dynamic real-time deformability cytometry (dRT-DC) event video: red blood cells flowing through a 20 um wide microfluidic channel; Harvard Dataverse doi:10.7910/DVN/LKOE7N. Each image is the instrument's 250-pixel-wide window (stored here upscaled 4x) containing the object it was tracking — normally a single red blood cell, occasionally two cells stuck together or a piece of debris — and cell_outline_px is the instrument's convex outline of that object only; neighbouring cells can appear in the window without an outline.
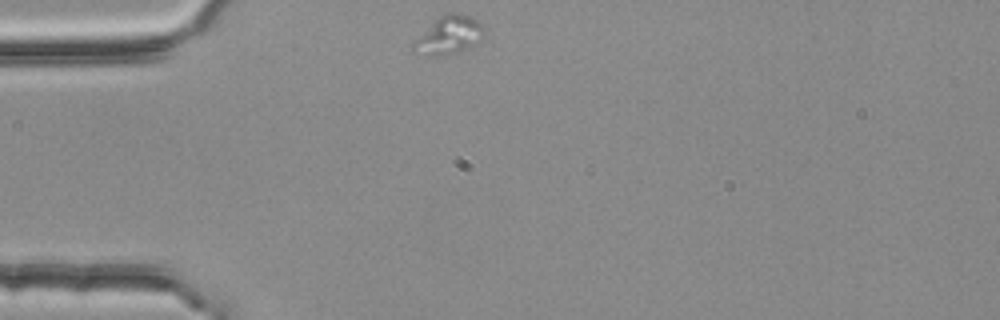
{"species": "common noctule bat (a hibernating species)", "species_latin": "Nyctalus noctula", "temperature_condition": "room temperature", "stored_images_in_passage": 1, "camera_frame_rate_fps": 3000, "um_per_image_px": 0.085, "animal": {"sex": "female", "body_mass_g": 25.1}, "frame": {"image": 1, "passage_image": 1, "time_ms": 0.0, "image_size_px": [1000, 320], "cell_outline_px": [[488, 28], [484, 36], [476, 44], [456, 52], [432, 56], [416, 56], [412, 52], [412, 44], [444, 12], [456, 12], [472, 16], [484, 24]], "centroid_in_image_um": [38.21, 2.98], "position_along_channel_um": 46.8, "area_um2": 15.95}}